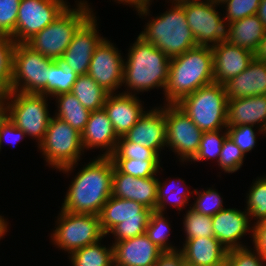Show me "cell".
<instances>
[{
  "mask_svg": "<svg viewBox=\"0 0 266 266\" xmlns=\"http://www.w3.org/2000/svg\"><path fill=\"white\" fill-rule=\"evenodd\" d=\"M114 163L110 157H97L73 178L61 210L99 215L112 196Z\"/></svg>",
  "mask_w": 266,
  "mask_h": 266,
  "instance_id": "6da1fadb",
  "label": "cell"
},
{
  "mask_svg": "<svg viewBox=\"0 0 266 266\" xmlns=\"http://www.w3.org/2000/svg\"><path fill=\"white\" fill-rule=\"evenodd\" d=\"M211 83H214L212 47L195 46L170 59L165 100L167 104H177Z\"/></svg>",
  "mask_w": 266,
  "mask_h": 266,
  "instance_id": "7a4b0ae2",
  "label": "cell"
},
{
  "mask_svg": "<svg viewBox=\"0 0 266 266\" xmlns=\"http://www.w3.org/2000/svg\"><path fill=\"white\" fill-rule=\"evenodd\" d=\"M129 49L127 61L123 63V84L131 91H149L163 88L168 82L170 58L138 35L135 43Z\"/></svg>",
  "mask_w": 266,
  "mask_h": 266,
  "instance_id": "3957f363",
  "label": "cell"
},
{
  "mask_svg": "<svg viewBox=\"0 0 266 266\" xmlns=\"http://www.w3.org/2000/svg\"><path fill=\"white\" fill-rule=\"evenodd\" d=\"M171 3L170 10L148 21L144 31L139 34L146 42L152 43L170 59L197 46L186 21L184 6L178 0Z\"/></svg>",
  "mask_w": 266,
  "mask_h": 266,
  "instance_id": "277c9868",
  "label": "cell"
},
{
  "mask_svg": "<svg viewBox=\"0 0 266 266\" xmlns=\"http://www.w3.org/2000/svg\"><path fill=\"white\" fill-rule=\"evenodd\" d=\"M77 8L69 6L26 44L46 58L57 60L70 45L75 32L93 14L87 1H79Z\"/></svg>",
  "mask_w": 266,
  "mask_h": 266,
  "instance_id": "5b68a950",
  "label": "cell"
},
{
  "mask_svg": "<svg viewBox=\"0 0 266 266\" xmlns=\"http://www.w3.org/2000/svg\"><path fill=\"white\" fill-rule=\"evenodd\" d=\"M176 105L202 132L227 128L228 98L222 84L200 87Z\"/></svg>",
  "mask_w": 266,
  "mask_h": 266,
  "instance_id": "8992f818",
  "label": "cell"
},
{
  "mask_svg": "<svg viewBox=\"0 0 266 266\" xmlns=\"http://www.w3.org/2000/svg\"><path fill=\"white\" fill-rule=\"evenodd\" d=\"M153 211L133 200L111 196L99 214L105 235H114V242L145 234Z\"/></svg>",
  "mask_w": 266,
  "mask_h": 266,
  "instance_id": "52a82bcc",
  "label": "cell"
},
{
  "mask_svg": "<svg viewBox=\"0 0 266 266\" xmlns=\"http://www.w3.org/2000/svg\"><path fill=\"white\" fill-rule=\"evenodd\" d=\"M48 165L62 172H71L83 151L81 133L66 121L51 117L43 141L38 145Z\"/></svg>",
  "mask_w": 266,
  "mask_h": 266,
  "instance_id": "ba28073f",
  "label": "cell"
},
{
  "mask_svg": "<svg viewBox=\"0 0 266 266\" xmlns=\"http://www.w3.org/2000/svg\"><path fill=\"white\" fill-rule=\"evenodd\" d=\"M43 94L10 92L3 99V112L27 136L43 141L51 116ZM11 100V101H10Z\"/></svg>",
  "mask_w": 266,
  "mask_h": 266,
  "instance_id": "9c48e42d",
  "label": "cell"
},
{
  "mask_svg": "<svg viewBox=\"0 0 266 266\" xmlns=\"http://www.w3.org/2000/svg\"><path fill=\"white\" fill-rule=\"evenodd\" d=\"M56 229L51 234L57 248L69 254L87 245L101 241L104 234L99 215L71 213L61 210Z\"/></svg>",
  "mask_w": 266,
  "mask_h": 266,
  "instance_id": "30bf717a",
  "label": "cell"
},
{
  "mask_svg": "<svg viewBox=\"0 0 266 266\" xmlns=\"http://www.w3.org/2000/svg\"><path fill=\"white\" fill-rule=\"evenodd\" d=\"M53 62L26 43H15L11 92L39 94L47 85L49 66Z\"/></svg>",
  "mask_w": 266,
  "mask_h": 266,
  "instance_id": "8fae6325",
  "label": "cell"
},
{
  "mask_svg": "<svg viewBox=\"0 0 266 266\" xmlns=\"http://www.w3.org/2000/svg\"><path fill=\"white\" fill-rule=\"evenodd\" d=\"M183 6L186 21L197 42V46L214 47L226 40L227 25L219 16L214 0H178Z\"/></svg>",
  "mask_w": 266,
  "mask_h": 266,
  "instance_id": "7c38bea8",
  "label": "cell"
},
{
  "mask_svg": "<svg viewBox=\"0 0 266 266\" xmlns=\"http://www.w3.org/2000/svg\"><path fill=\"white\" fill-rule=\"evenodd\" d=\"M64 0H21L13 40L26 43L68 7Z\"/></svg>",
  "mask_w": 266,
  "mask_h": 266,
  "instance_id": "4fadbf2b",
  "label": "cell"
},
{
  "mask_svg": "<svg viewBox=\"0 0 266 266\" xmlns=\"http://www.w3.org/2000/svg\"><path fill=\"white\" fill-rule=\"evenodd\" d=\"M166 146L177 152L181 162L190 161L197 154L202 131L176 104H164Z\"/></svg>",
  "mask_w": 266,
  "mask_h": 266,
  "instance_id": "5bb4252c",
  "label": "cell"
},
{
  "mask_svg": "<svg viewBox=\"0 0 266 266\" xmlns=\"http://www.w3.org/2000/svg\"><path fill=\"white\" fill-rule=\"evenodd\" d=\"M124 59L106 38L96 47L87 74L107 92L114 93L123 82Z\"/></svg>",
  "mask_w": 266,
  "mask_h": 266,
  "instance_id": "9a60e30c",
  "label": "cell"
},
{
  "mask_svg": "<svg viewBox=\"0 0 266 266\" xmlns=\"http://www.w3.org/2000/svg\"><path fill=\"white\" fill-rule=\"evenodd\" d=\"M97 20L93 13L75 32L61 59L77 75H85L96 47L104 39L97 32Z\"/></svg>",
  "mask_w": 266,
  "mask_h": 266,
  "instance_id": "2e32d148",
  "label": "cell"
},
{
  "mask_svg": "<svg viewBox=\"0 0 266 266\" xmlns=\"http://www.w3.org/2000/svg\"><path fill=\"white\" fill-rule=\"evenodd\" d=\"M156 176L135 178L129 174L121 173L115 166L112 177V196L133 200L146 208L155 211L157 206Z\"/></svg>",
  "mask_w": 266,
  "mask_h": 266,
  "instance_id": "e0dca14e",
  "label": "cell"
},
{
  "mask_svg": "<svg viewBox=\"0 0 266 266\" xmlns=\"http://www.w3.org/2000/svg\"><path fill=\"white\" fill-rule=\"evenodd\" d=\"M164 107L145 111L137 123L123 136L127 141L153 149L158 155L166 145Z\"/></svg>",
  "mask_w": 266,
  "mask_h": 266,
  "instance_id": "ac0fdd59",
  "label": "cell"
},
{
  "mask_svg": "<svg viewBox=\"0 0 266 266\" xmlns=\"http://www.w3.org/2000/svg\"><path fill=\"white\" fill-rule=\"evenodd\" d=\"M214 83L224 85L245 70L254 53L246 48L222 41L212 47Z\"/></svg>",
  "mask_w": 266,
  "mask_h": 266,
  "instance_id": "d6986e66",
  "label": "cell"
},
{
  "mask_svg": "<svg viewBox=\"0 0 266 266\" xmlns=\"http://www.w3.org/2000/svg\"><path fill=\"white\" fill-rule=\"evenodd\" d=\"M103 108L118 137L125 136L145 113L141 101L130 90L119 94L109 93Z\"/></svg>",
  "mask_w": 266,
  "mask_h": 266,
  "instance_id": "ffe728a7",
  "label": "cell"
},
{
  "mask_svg": "<svg viewBox=\"0 0 266 266\" xmlns=\"http://www.w3.org/2000/svg\"><path fill=\"white\" fill-rule=\"evenodd\" d=\"M249 213L235 208H224L212 216L214 237L227 249L243 248L241 238L246 232L253 233Z\"/></svg>",
  "mask_w": 266,
  "mask_h": 266,
  "instance_id": "44dd1931",
  "label": "cell"
},
{
  "mask_svg": "<svg viewBox=\"0 0 266 266\" xmlns=\"http://www.w3.org/2000/svg\"><path fill=\"white\" fill-rule=\"evenodd\" d=\"M112 244L114 266H155L163 252L146 234Z\"/></svg>",
  "mask_w": 266,
  "mask_h": 266,
  "instance_id": "7402d4cb",
  "label": "cell"
},
{
  "mask_svg": "<svg viewBox=\"0 0 266 266\" xmlns=\"http://www.w3.org/2000/svg\"><path fill=\"white\" fill-rule=\"evenodd\" d=\"M118 139L104 108L91 111L88 122L81 132L83 150L94 147L105 149L106 152L99 157H110L115 151Z\"/></svg>",
  "mask_w": 266,
  "mask_h": 266,
  "instance_id": "603a6c76",
  "label": "cell"
},
{
  "mask_svg": "<svg viewBox=\"0 0 266 266\" xmlns=\"http://www.w3.org/2000/svg\"><path fill=\"white\" fill-rule=\"evenodd\" d=\"M229 99L266 95V62L254 57L248 67L224 84Z\"/></svg>",
  "mask_w": 266,
  "mask_h": 266,
  "instance_id": "cb8c5ba5",
  "label": "cell"
},
{
  "mask_svg": "<svg viewBox=\"0 0 266 266\" xmlns=\"http://www.w3.org/2000/svg\"><path fill=\"white\" fill-rule=\"evenodd\" d=\"M227 112V127L259 124V133H263L266 127V95L229 99Z\"/></svg>",
  "mask_w": 266,
  "mask_h": 266,
  "instance_id": "d4e9b609",
  "label": "cell"
},
{
  "mask_svg": "<svg viewBox=\"0 0 266 266\" xmlns=\"http://www.w3.org/2000/svg\"><path fill=\"white\" fill-rule=\"evenodd\" d=\"M185 240L180 250L186 263L193 266H217L226 261L228 250L215 237Z\"/></svg>",
  "mask_w": 266,
  "mask_h": 266,
  "instance_id": "484cf974",
  "label": "cell"
},
{
  "mask_svg": "<svg viewBox=\"0 0 266 266\" xmlns=\"http://www.w3.org/2000/svg\"><path fill=\"white\" fill-rule=\"evenodd\" d=\"M226 41L255 53L265 33V27L257 15L245 17L227 24Z\"/></svg>",
  "mask_w": 266,
  "mask_h": 266,
  "instance_id": "4316f807",
  "label": "cell"
},
{
  "mask_svg": "<svg viewBox=\"0 0 266 266\" xmlns=\"http://www.w3.org/2000/svg\"><path fill=\"white\" fill-rule=\"evenodd\" d=\"M55 97L58 103V112L55 113V116L66 121L81 133L88 122L91 111L86 109L71 92L61 93Z\"/></svg>",
  "mask_w": 266,
  "mask_h": 266,
  "instance_id": "83f0119b",
  "label": "cell"
},
{
  "mask_svg": "<svg viewBox=\"0 0 266 266\" xmlns=\"http://www.w3.org/2000/svg\"><path fill=\"white\" fill-rule=\"evenodd\" d=\"M71 93L90 111L102 109L109 94L88 74L77 77Z\"/></svg>",
  "mask_w": 266,
  "mask_h": 266,
  "instance_id": "f1b7e54d",
  "label": "cell"
},
{
  "mask_svg": "<svg viewBox=\"0 0 266 266\" xmlns=\"http://www.w3.org/2000/svg\"><path fill=\"white\" fill-rule=\"evenodd\" d=\"M78 76L65 61L59 58L49 66L47 85L39 94L54 97L61 93L71 92Z\"/></svg>",
  "mask_w": 266,
  "mask_h": 266,
  "instance_id": "f546056e",
  "label": "cell"
},
{
  "mask_svg": "<svg viewBox=\"0 0 266 266\" xmlns=\"http://www.w3.org/2000/svg\"><path fill=\"white\" fill-rule=\"evenodd\" d=\"M99 242L70 253L72 266H114L113 246H102Z\"/></svg>",
  "mask_w": 266,
  "mask_h": 266,
  "instance_id": "4dcf8cb0",
  "label": "cell"
},
{
  "mask_svg": "<svg viewBox=\"0 0 266 266\" xmlns=\"http://www.w3.org/2000/svg\"><path fill=\"white\" fill-rule=\"evenodd\" d=\"M15 41L0 35V98L4 99L11 92L13 52Z\"/></svg>",
  "mask_w": 266,
  "mask_h": 266,
  "instance_id": "1f68e13d",
  "label": "cell"
},
{
  "mask_svg": "<svg viewBox=\"0 0 266 266\" xmlns=\"http://www.w3.org/2000/svg\"><path fill=\"white\" fill-rule=\"evenodd\" d=\"M163 214L156 211L151 213L145 234L163 251L177 250V247L175 248V246L173 247L167 242L169 238L168 233L171 228Z\"/></svg>",
  "mask_w": 266,
  "mask_h": 266,
  "instance_id": "d6a6232c",
  "label": "cell"
},
{
  "mask_svg": "<svg viewBox=\"0 0 266 266\" xmlns=\"http://www.w3.org/2000/svg\"><path fill=\"white\" fill-rule=\"evenodd\" d=\"M183 221L186 239L214 237L212 216L197 213L190 208Z\"/></svg>",
  "mask_w": 266,
  "mask_h": 266,
  "instance_id": "836d02e7",
  "label": "cell"
},
{
  "mask_svg": "<svg viewBox=\"0 0 266 266\" xmlns=\"http://www.w3.org/2000/svg\"><path fill=\"white\" fill-rule=\"evenodd\" d=\"M220 132H223L222 129L203 132L197 154L191 161H203L205 159L217 158L218 162L223 142L228 136L227 129L223 134Z\"/></svg>",
  "mask_w": 266,
  "mask_h": 266,
  "instance_id": "e575fe53",
  "label": "cell"
},
{
  "mask_svg": "<svg viewBox=\"0 0 266 266\" xmlns=\"http://www.w3.org/2000/svg\"><path fill=\"white\" fill-rule=\"evenodd\" d=\"M247 209L249 216L259 222L266 219V176L259 177L247 193Z\"/></svg>",
  "mask_w": 266,
  "mask_h": 266,
  "instance_id": "d590c367",
  "label": "cell"
},
{
  "mask_svg": "<svg viewBox=\"0 0 266 266\" xmlns=\"http://www.w3.org/2000/svg\"><path fill=\"white\" fill-rule=\"evenodd\" d=\"M111 159H139L144 161H160L159 155L153 150L145 148L134 142L127 141L124 137H119Z\"/></svg>",
  "mask_w": 266,
  "mask_h": 266,
  "instance_id": "8d00e7d4",
  "label": "cell"
},
{
  "mask_svg": "<svg viewBox=\"0 0 266 266\" xmlns=\"http://www.w3.org/2000/svg\"><path fill=\"white\" fill-rule=\"evenodd\" d=\"M114 166L121 172L135 178L153 177L160 168L159 161H144L139 159H112Z\"/></svg>",
  "mask_w": 266,
  "mask_h": 266,
  "instance_id": "74e56055",
  "label": "cell"
},
{
  "mask_svg": "<svg viewBox=\"0 0 266 266\" xmlns=\"http://www.w3.org/2000/svg\"><path fill=\"white\" fill-rule=\"evenodd\" d=\"M245 157L241 149L229 138L223 142L218 165L226 173H234L243 165Z\"/></svg>",
  "mask_w": 266,
  "mask_h": 266,
  "instance_id": "f35d334b",
  "label": "cell"
},
{
  "mask_svg": "<svg viewBox=\"0 0 266 266\" xmlns=\"http://www.w3.org/2000/svg\"><path fill=\"white\" fill-rule=\"evenodd\" d=\"M226 4V25L245 17L256 15L261 0H222Z\"/></svg>",
  "mask_w": 266,
  "mask_h": 266,
  "instance_id": "ab89813d",
  "label": "cell"
},
{
  "mask_svg": "<svg viewBox=\"0 0 266 266\" xmlns=\"http://www.w3.org/2000/svg\"><path fill=\"white\" fill-rule=\"evenodd\" d=\"M194 193L198 195L193 204L192 208L197 213L207 215V216H214L219 211L223 210V198L221 195L216 191V189H208L201 191L200 193L197 189L194 190Z\"/></svg>",
  "mask_w": 266,
  "mask_h": 266,
  "instance_id": "60d3db41",
  "label": "cell"
},
{
  "mask_svg": "<svg viewBox=\"0 0 266 266\" xmlns=\"http://www.w3.org/2000/svg\"><path fill=\"white\" fill-rule=\"evenodd\" d=\"M21 0H0V35L13 39Z\"/></svg>",
  "mask_w": 266,
  "mask_h": 266,
  "instance_id": "b9f144b4",
  "label": "cell"
},
{
  "mask_svg": "<svg viewBox=\"0 0 266 266\" xmlns=\"http://www.w3.org/2000/svg\"><path fill=\"white\" fill-rule=\"evenodd\" d=\"M255 251V252H254ZM226 261L228 266H265L266 259L255 249L247 247L229 249Z\"/></svg>",
  "mask_w": 266,
  "mask_h": 266,
  "instance_id": "7bdbcfd3",
  "label": "cell"
},
{
  "mask_svg": "<svg viewBox=\"0 0 266 266\" xmlns=\"http://www.w3.org/2000/svg\"><path fill=\"white\" fill-rule=\"evenodd\" d=\"M175 184H172V185H175ZM168 186H169V184H167V182L166 183H164V182L161 183L160 180H158L157 206H156V210H155L156 212H159V213L165 212L164 210L166 209L165 207H166V203L167 202H170L173 206H175L177 208V210L180 211L183 208V206L188 204V200L190 199L189 194L194 193V191H191V192H189V190L188 191H186V190L185 191H180V190H177V188L175 190L173 188L172 192L174 193L173 194L174 195V198H173L174 201H169L171 199H168L169 198V196L167 197V195H168L167 193L168 192H166L168 189L165 190V188L168 187ZM168 188L170 189V187H168ZM172 202H174V203H172Z\"/></svg>",
  "mask_w": 266,
  "mask_h": 266,
  "instance_id": "ee69618b",
  "label": "cell"
},
{
  "mask_svg": "<svg viewBox=\"0 0 266 266\" xmlns=\"http://www.w3.org/2000/svg\"><path fill=\"white\" fill-rule=\"evenodd\" d=\"M253 125L227 127L229 138L241 149L244 155L251 151L256 144V134Z\"/></svg>",
  "mask_w": 266,
  "mask_h": 266,
  "instance_id": "f6af8a7d",
  "label": "cell"
},
{
  "mask_svg": "<svg viewBox=\"0 0 266 266\" xmlns=\"http://www.w3.org/2000/svg\"><path fill=\"white\" fill-rule=\"evenodd\" d=\"M24 136L26 137V134L19 129L3 112L0 115V149L4 139L13 145V143L18 141L20 142Z\"/></svg>",
  "mask_w": 266,
  "mask_h": 266,
  "instance_id": "bcb514c9",
  "label": "cell"
},
{
  "mask_svg": "<svg viewBox=\"0 0 266 266\" xmlns=\"http://www.w3.org/2000/svg\"><path fill=\"white\" fill-rule=\"evenodd\" d=\"M254 248L266 259V219L254 224V230L251 234Z\"/></svg>",
  "mask_w": 266,
  "mask_h": 266,
  "instance_id": "7dc6e473",
  "label": "cell"
},
{
  "mask_svg": "<svg viewBox=\"0 0 266 266\" xmlns=\"http://www.w3.org/2000/svg\"><path fill=\"white\" fill-rule=\"evenodd\" d=\"M184 260V255L181 250L163 251L155 266H182Z\"/></svg>",
  "mask_w": 266,
  "mask_h": 266,
  "instance_id": "c3c4849f",
  "label": "cell"
},
{
  "mask_svg": "<svg viewBox=\"0 0 266 266\" xmlns=\"http://www.w3.org/2000/svg\"><path fill=\"white\" fill-rule=\"evenodd\" d=\"M118 1L117 3H124L125 4H129L135 7V9L138 12V15H148L149 13V6H150V2H152L151 0H115ZM140 13V14H139Z\"/></svg>",
  "mask_w": 266,
  "mask_h": 266,
  "instance_id": "681fc988",
  "label": "cell"
},
{
  "mask_svg": "<svg viewBox=\"0 0 266 266\" xmlns=\"http://www.w3.org/2000/svg\"><path fill=\"white\" fill-rule=\"evenodd\" d=\"M258 60L266 62V29L258 50L254 53Z\"/></svg>",
  "mask_w": 266,
  "mask_h": 266,
  "instance_id": "f907efd6",
  "label": "cell"
},
{
  "mask_svg": "<svg viewBox=\"0 0 266 266\" xmlns=\"http://www.w3.org/2000/svg\"><path fill=\"white\" fill-rule=\"evenodd\" d=\"M256 15L263 23V26L266 28V0H261Z\"/></svg>",
  "mask_w": 266,
  "mask_h": 266,
  "instance_id": "816d5d0a",
  "label": "cell"
},
{
  "mask_svg": "<svg viewBox=\"0 0 266 266\" xmlns=\"http://www.w3.org/2000/svg\"><path fill=\"white\" fill-rule=\"evenodd\" d=\"M8 223L5 219L0 215V239L6 234L7 232V225Z\"/></svg>",
  "mask_w": 266,
  "mask_h": 266,
  "instance_id": "f5cc1de1",
  "label": "cell"
},
{
  "mask_svg": "<svg viewBox=\"0 0 266 266\" xmlns=\"http://www.w3.org/2000/svg\"><path fill=\"white\" fill-rule=\"evenodd\" d=\"M3 113V99L0 98V115Z\"/></svg>",
  "mask_w": 266,
  "mask_h": 266,
  "instance_id": "db71d44e",
  "label": "cell"
},
{
  "mask_svg": "<svg viewBox=\"0 0 266 266\" xmlns=\"http://www.w3.org/2000/svg\"><path fill=\"white\" fill-rule=\"evenodd\" d=\"M217 266H228L227 261H224L223 263L217 265Z\"/></svg>",
  "mask_w": 266,
  "mask_h": 266,
  "instance_id": "11a10c76",
  "label": "cell"
},
{
  "mask_svg": "<svg viewBox=\"0 0 266 266\" xmlns=\"http://www.w3.org/2000/svg\"><path fill=\"white\" fill-rule=\"evenodd\" d=\"M182 266H193V265L184 262Z\"/></svg>",
  "mask_w": 266,
  "mask_h": 266,
  "instance_id": "9f6ffc18",
  "label": "cell"
}]
</instances>
